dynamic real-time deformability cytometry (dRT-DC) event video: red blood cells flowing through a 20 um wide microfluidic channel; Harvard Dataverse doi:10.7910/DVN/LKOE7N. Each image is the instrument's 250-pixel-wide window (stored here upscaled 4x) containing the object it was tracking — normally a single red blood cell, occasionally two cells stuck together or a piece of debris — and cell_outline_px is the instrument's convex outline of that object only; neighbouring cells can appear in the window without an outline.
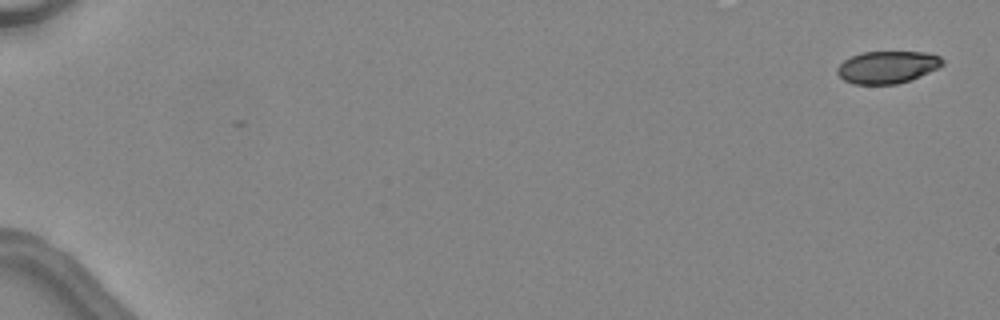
{"species": "common noctule bat (a hibernating species)", "species_latin": "Nyctalus noctula", "temperature_condition": "warm", "stored_images_in_passage": 2, "camera_frame_rate_fps": 3000, "um_per_image_px": 0.085, "animal": {"sex": "female", "body_mass_g": 24.6, "forearm_length_mm": 56.2}, "frame": {"image": 1, "passage_image": 2, "time_ms": 0.333, "image_size_px": [1000, 320], "cell_outline_px": [[944, 64], [928, 72], [908, 80], [896, 84], [852, 84], [844, 80], [836, 72], [836, 68], [844, 60], [852, 56], [864, 52], [924, 52], [940, 56], [944, 60]], "centroid_in_image_um": [75.4, 5.7], "position_along_channel_um": 9.6, "area_um2": 19.59}}